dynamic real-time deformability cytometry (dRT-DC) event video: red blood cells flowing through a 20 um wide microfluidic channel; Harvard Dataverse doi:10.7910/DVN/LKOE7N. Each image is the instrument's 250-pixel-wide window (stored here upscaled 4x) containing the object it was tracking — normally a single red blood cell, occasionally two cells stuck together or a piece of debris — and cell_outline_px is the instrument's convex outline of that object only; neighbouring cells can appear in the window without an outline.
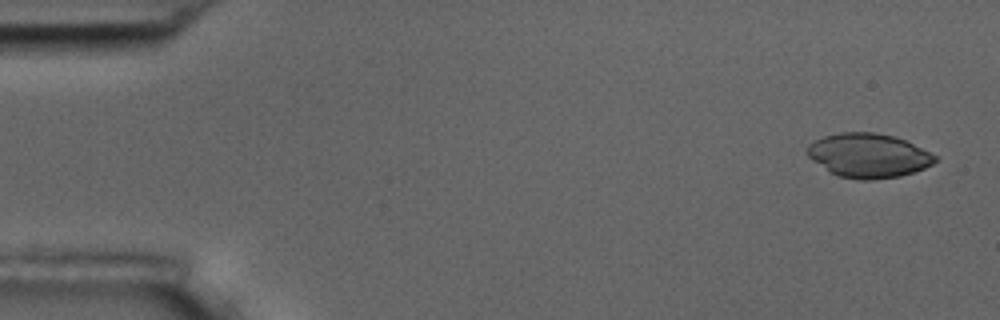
{"species": "common noctule bat (a hibernating species)", "species_latin": "Nyctalus noctula", "temperature_condition": "room temperature", "stored_images_in_passage": 5, "camera_frame_rate_fps": 3000, "um_per_image_px": 0.085, "animal": {"sex": "male", "body_mass_g": 17.5, "forearm_length_mm": 52.3}, "frame": {"image": 1, "passage_image": 1, "time_ms": 0.0, "image_size_px": [1000, 320], "cell_outline_px": [[940, 160], [924, 168], [900, 176], [872, 180], [860, 180], [840, 176], [828, 172], [812, 160], [808, 156], [808, 144], [824, 136], [840, 132], [876, 132], [892, 136], [904, 140], [936, 156]], "centroid_in_image_um": [73.8, 13.22], "position_along_channel_um": 11.2, "area_um2": 32.71}}